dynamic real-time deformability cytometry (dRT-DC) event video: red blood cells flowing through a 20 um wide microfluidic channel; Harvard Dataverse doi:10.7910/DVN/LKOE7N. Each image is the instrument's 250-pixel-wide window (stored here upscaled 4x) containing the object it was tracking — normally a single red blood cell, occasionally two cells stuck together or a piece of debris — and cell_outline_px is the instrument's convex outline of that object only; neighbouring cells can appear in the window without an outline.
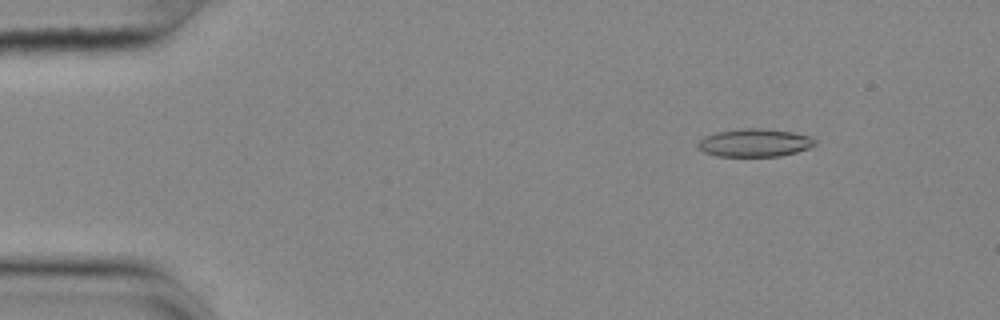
{"species": "common noctule bat (a hibernating species)", "species_latin": "Nyctalus noctula", "temperature_condition": "cold", "stored_images_in_passage": 51, "camera_frame_rate_fps": 3000, "um_per_image_px": 0.085, "animal": {"sex": "female", "body_mass_g": 25.1}, "frame": {"image": 1, "passage_image": 3, "time_ms": 0.667, "image_size_px": [1000, 320], "cell_outline_px": [[816, 144], [808, 148], [796, 152], [780, 156], [716, 156], [704, 152], [696, 144], [704, 136], [716, 132], [744, 128], [760, 128], [792, 132], [808, 136], [816, 140]], "centroid_in_image_um": [64.13, 12.13], "position_along_channel_um": 20.9, "area_um2": 18.96}}
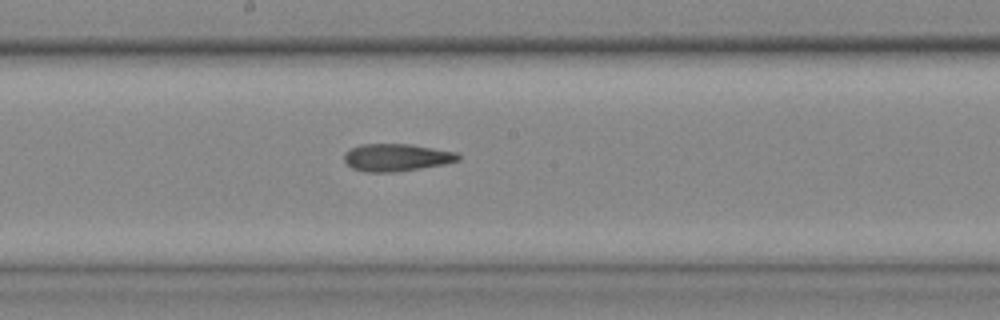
{"frame": {"image": 2, "passage_image": 26, "time_ms": 8.333, "image_size_px": [1000, 320], "cell_outline_px": [[460, 160], [444, 164], [396, 172], [368, 172], [352, 168], [344, 160], [344, 152], [360, 144], [412, 144], [456, 152], [460, 156]], "centroid_in_image_um": [33.7, 13.38], "position_along_channel_um": 214.5, "area_um2": 18.21}}
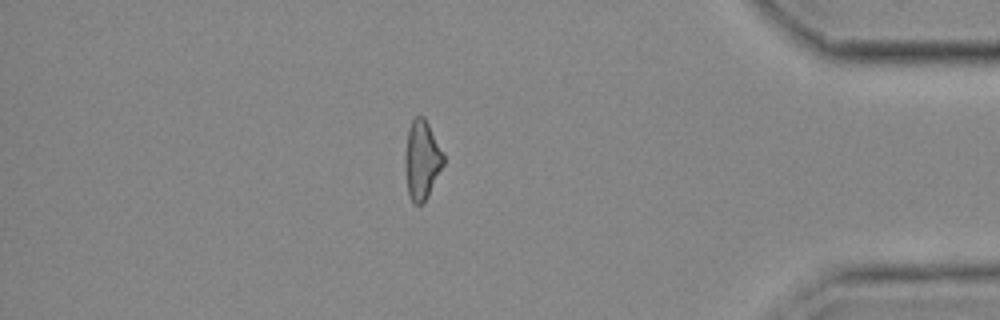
{"frame": {"image": 3, "passage_image": 44, "time_ms": 14.333, "image_size_px": [1000, 320], "cell_outline_px": [[444, 164], [428, 196], [420, 204], [412, 204], [408, 196], [404, 168], [404, 156], [408, 128], [412, 120], [416, 116], [424, 116], [444, 152]], "centroid_in_image_um": [35.84, 13.6], "position_along_channel_um": 399.4, "area_um2": 18.03}, "authors_computed_cell_mechanics": {"area_um2": 18.3804, "velocity_mm_per_s": 3.655, "shape_relaxation_time_tau1_ms": null, "shape_relaxation_time_tau2_ms": 9.2101, "deformation_change_tau1": null, "deformation_change_tau2": 0.2293}}